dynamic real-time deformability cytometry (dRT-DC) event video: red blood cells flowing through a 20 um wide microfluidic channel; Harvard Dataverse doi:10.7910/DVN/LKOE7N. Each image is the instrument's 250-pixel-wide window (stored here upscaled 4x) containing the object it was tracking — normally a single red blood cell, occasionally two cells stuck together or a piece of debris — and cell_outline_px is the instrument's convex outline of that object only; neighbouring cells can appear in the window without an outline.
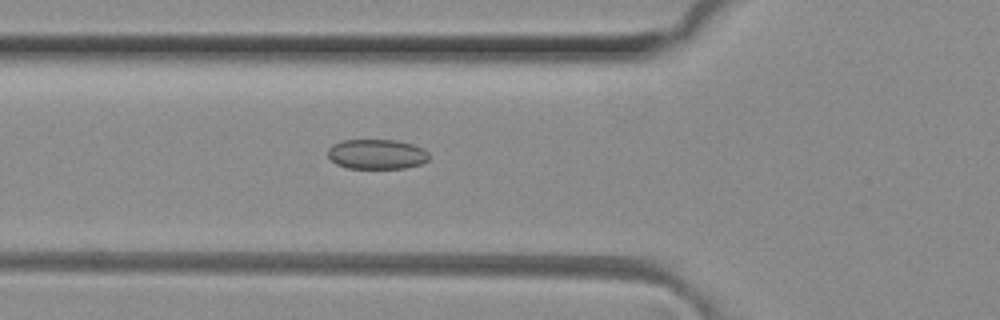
{"species": "common noctule bat (a hibernating species)", "species_latin": "Nyctalus noctula", "temperature_condition": "room temperature", "stored_images_in_passage": 50, "camera_frame_rate_fps": 3000, "um_per_image_px": 0.085, "animal": {"sex": "female", "body_mass_g": 29.2, "forearm_length_mm": 56.3}, "frame": {"image": 1, "passage_image": 18, "time_ms": 5.667, "image_size_px": [1000, 320], "cell_outline_px": [[428, 160], [420, 164], [404, 168], [348, 168], [336, 164], [328, 156], [328, 148], [332, 144], [344, 140], [396, 140], [412, 144], [428, 152]], "centroid_in_image_um": [32.0, 13.1], "position_along_channel_um": 93.8, "area_um2": 17.51}}
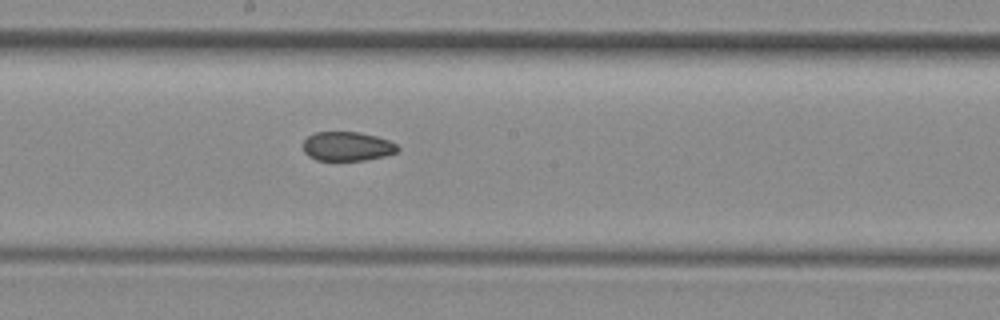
{"frame": {"image": 2, "passage_image": 27, "time_ms": 8.667, "image_size_px": [1000, 320], "cell_outline_px": [[400, 148], [396, 152], [384, 156], [364, 160], [316, 160], [308, 156], [304, 152], [304, 140], [308, 136], [316, 132], [356, 132], [376, 136], [388, 140], [396, 144]], "centroid_in_image_um": [29.5, 12.44], "position_along_channel_um": 218.7, "area_um2": 15.95}}
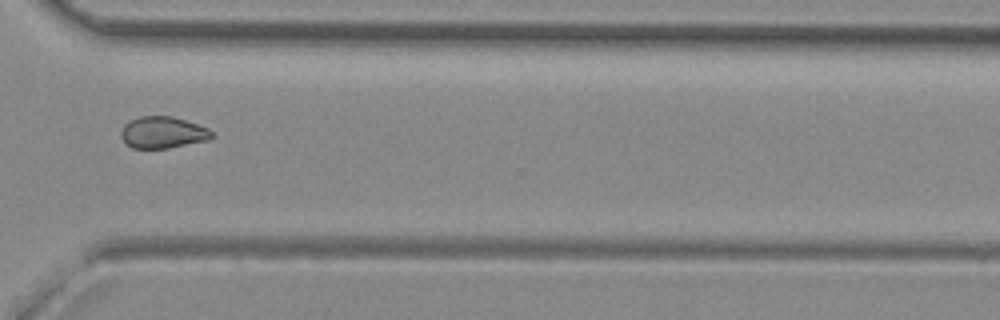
{"frame": {"image": 3, "passage_image": 37, "time_ms": 12.0, "image_size_px": [1000, 320], "cell_outline_px": [[212, 136], [208, 140], [168, 148], [132, 148], [120, 136], [120, 132], [124, 124], [128, 120], [140, 116], [172, 116], [208, 128], [212, 132]], "centroid_in_image_um": [13.8, 11.25], "position_along_channel_um": 356.8, "area_um2": 16.65}, "authors_computed_cell_mechanics": {"area_um2": 17.5134, "velocity_mm_per_s": 4.1498, "shape_relaxation_time_tau1_ms": null, "shape_relaxation_time_tau2_ms": 5.7658, "deformation_change_tau1": null, "deformation_change_tau2": 0.0904}}